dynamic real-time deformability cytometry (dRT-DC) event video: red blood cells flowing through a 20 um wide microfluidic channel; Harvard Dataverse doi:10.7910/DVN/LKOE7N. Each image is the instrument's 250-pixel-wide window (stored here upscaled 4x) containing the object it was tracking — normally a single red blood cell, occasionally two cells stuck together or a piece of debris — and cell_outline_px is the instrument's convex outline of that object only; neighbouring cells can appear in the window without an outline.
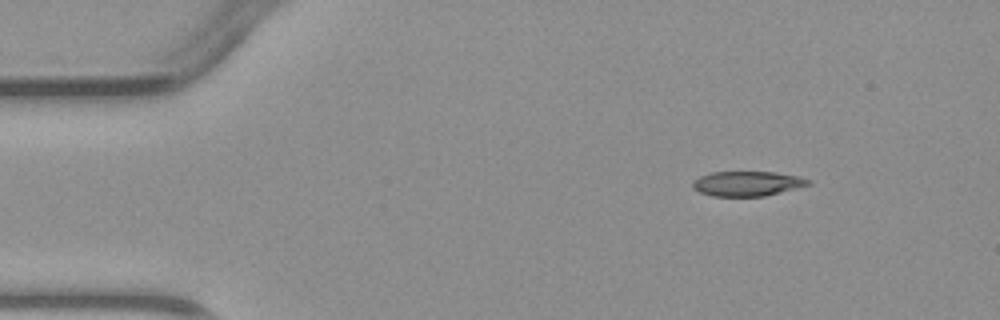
{"species": "common noctule bat (a hibernating species)", "species_latin": "Nyctalus noctula", "temperature_condition": "warm", "stored_images_in_passage": 2, "camera_frame_rate_fps": 3000, "um_per_image_px": 0.085, "animal": {"sex": "male", "body_mass_g": 23.1, "forearm_length_mm": 52.7}, "frame": {"image": 1, "passage_image": 1, "time_ms": 0.0, "image_size_px": [1000, 320], "cell_outline_px": [[812, 184], [764, 196], [712, 196], [700, 192], [692, 188], [692, 180], [700, 176], [712, 172], [776, 172], [800, 176], [812, 180]], "centroid_in_image_um": [63.53, 15.6], "position_along_channel_um": 21.5, "area_um2": 16.82}}